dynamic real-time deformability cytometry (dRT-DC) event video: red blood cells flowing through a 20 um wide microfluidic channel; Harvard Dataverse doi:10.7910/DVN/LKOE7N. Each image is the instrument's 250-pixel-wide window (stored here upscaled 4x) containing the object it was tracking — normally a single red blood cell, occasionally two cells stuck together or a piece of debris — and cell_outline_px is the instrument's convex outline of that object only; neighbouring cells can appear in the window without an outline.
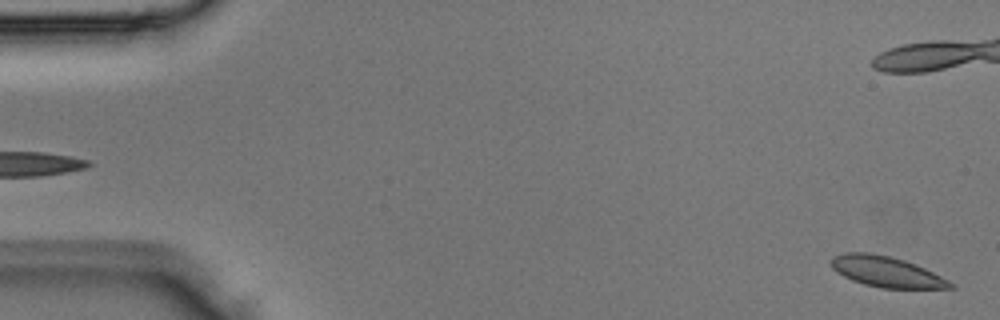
{"species": "Egyptian fruit bat (a non-hibernating species)", "species_latin": "Rousettus aegyptiacus", "temperature_condition": "room temperature", "stored_images_in_passage": 5, "segment_of_instrument_passage": [2, 2], "camera_frame_rate_fps": 3000, "um_per_image_px": 0.085, "animal": {"sex": "male"}, "frame": {"image": 1, "passage_image": 5, "time_ms": 1.333, "image_size_px": [1000, 320], "cell_outline_px": [[956, 288], [880, 288], [864, 284], [852, 280], [836, 272], [832, 268], [828, 260], [832, 256], [844, 252], [872, 252], [904, 260], [916, 264], [956, 284]], "centroid_in_image_um": [75.3, 23.08], "position_along_channel_um": 9.7, "area_um2": 21.44}}